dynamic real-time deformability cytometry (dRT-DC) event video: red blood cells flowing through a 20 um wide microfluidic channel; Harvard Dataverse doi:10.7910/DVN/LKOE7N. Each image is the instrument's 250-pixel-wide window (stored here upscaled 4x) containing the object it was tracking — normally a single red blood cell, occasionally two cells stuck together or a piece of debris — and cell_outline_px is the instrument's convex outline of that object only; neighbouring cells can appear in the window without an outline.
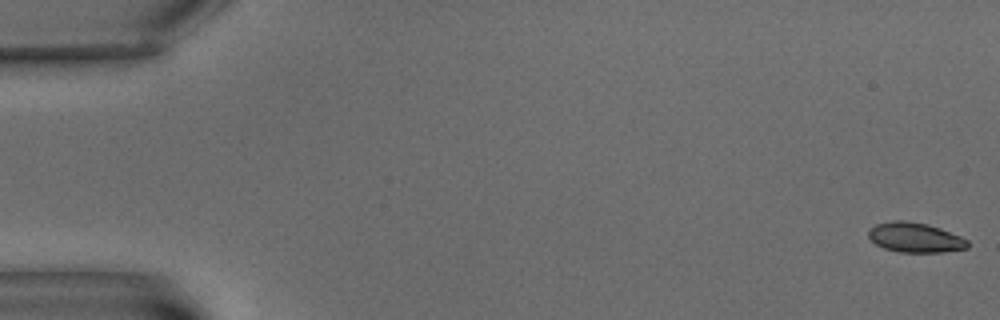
{"species": "common noctule bat (a hibernating species)", "species_latin": "Nyctalus noctula", "temperature_condition": "warm", "stored_images_in_passage": 7, "segment_of_instrument_passage": [1, 2], "camera_frame_rate_fps": 3000, "um_per_image_px": 0.085, "animal": {"sex": "male", "body_mass_g": 15.6}, "frame": {"image": 1, "passage_image": 1, "time_ms": 0.0, "image_size_px": [1000, 320], "cell_outline_px": [[968, 248], [944, 252], [900, 252], [884, 248], [876, 244], [868, 236], [868, 232], [876, 224], [892, 220], [904, 220], [928, 224], [940, 228], [960, 236], [968, 240]], "centroid_in_image_um": [77.8, 20.18], "position_along_channel_um": 7.2, "area_um2": 17.17}}
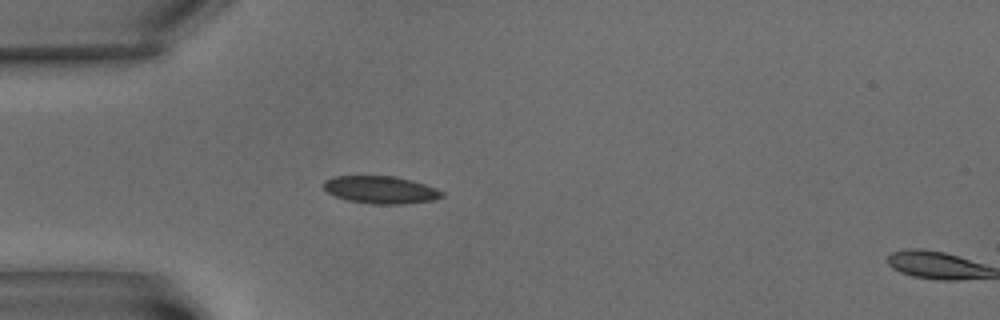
{"frame": {"image": 2, "passage_image": 6, "time_ms": 6.333, "image_size_px": [1000, 320], "cell_outline_px": [[444, 196], [432, 200], [404, 204], [372, 204], [348, 200], [336, 196], [328, 192], [324, 188], [324, 180], [332, 176], [396, 176], [412, 180], [436, 188], [444, 192]], "centroid_in_image_um": [32.37, 16.13], "position_along_channel_um": 52.6, "area_um2": 18.96}}